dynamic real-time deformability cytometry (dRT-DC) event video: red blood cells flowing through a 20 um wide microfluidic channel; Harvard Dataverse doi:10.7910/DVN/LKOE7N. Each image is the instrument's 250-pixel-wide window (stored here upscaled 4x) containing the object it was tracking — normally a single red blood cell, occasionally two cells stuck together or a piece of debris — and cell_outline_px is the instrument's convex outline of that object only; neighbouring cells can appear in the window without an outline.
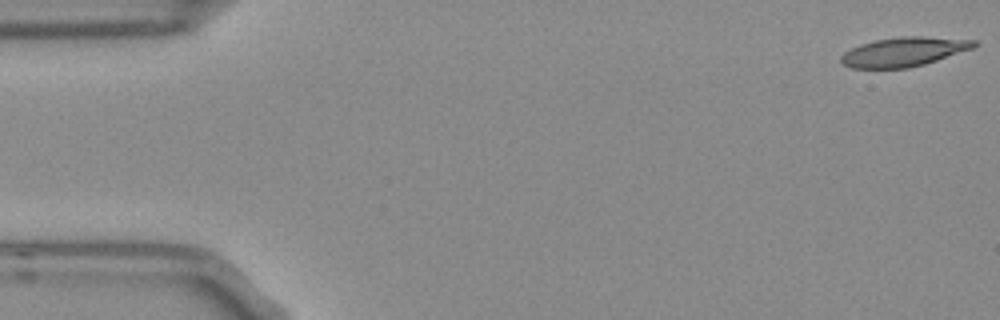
{"species": "Egyptian fruit bat (a non-hibernating species)", "species_latin": "Rousettus aegyptiacus", "temperature_condition": "room temperature", "stored_images_in_passage": 10, "camera_frame_rate_fps": 3000, "um_per_image_px": 0.085, "frame": {"image": 1, "passage_image": 1, "time_ms": 0.0, "image_size_px": [1000, 320], "cell_outline_px": [[980, 44], [972, 48], [924, 64], [908, 68], [852, 68], [844, 64], [840, 60], [840, 56], [844, 52], [860, 44], [872, 40], [900, 36], [920, 36], [976, 40]], "centroid_in_image_um": [76.8, 4.39], "position_along_channel_um": 8.2, "area_um2": 22.6}}